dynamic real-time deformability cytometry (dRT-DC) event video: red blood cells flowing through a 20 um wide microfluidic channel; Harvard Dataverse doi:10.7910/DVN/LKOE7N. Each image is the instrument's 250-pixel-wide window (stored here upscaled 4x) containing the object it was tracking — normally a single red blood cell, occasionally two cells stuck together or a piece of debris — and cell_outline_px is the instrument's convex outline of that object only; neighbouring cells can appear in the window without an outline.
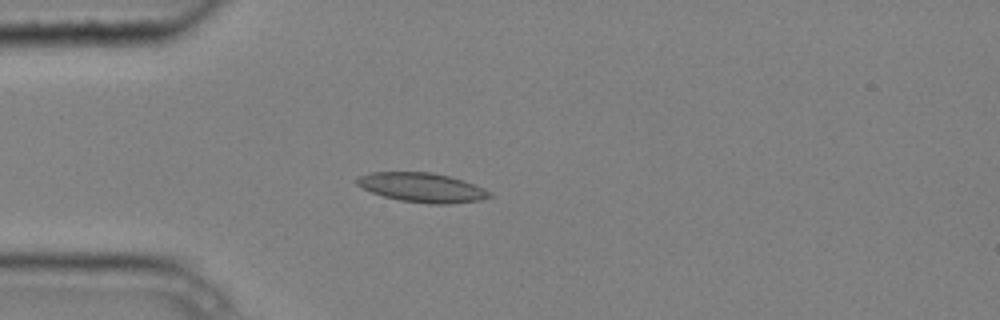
{"species": "common noctule bat (a hibernating species)", "species_latin": "Nyctalus noctula", "temperature_condition": "cold", "stored_images_in_passage": 3, "camera_frame_rate_fps": 3000, "um_per_image_px": 0.085, "animal": {"sex": "male", "body_mass_g": 20.4}, "frame": {"image": 1, "passage_image": 3, "time_ms": 0.667, "image_size_px": [1000, 320], "cell_outline_px": [[496, 196], [480, 200], [448, 204], [428, 204], [400, 200], [384, 196], [372, 192], [356, 184], [356, 180], [360, 176], [372, 172], [432, 172], [448, 176], [484, 188], [492, 192]], "centroid_in_image_um": [35.92, 15.95], "position_along_channel_um": 49.1, "area_um2": 22.54}}